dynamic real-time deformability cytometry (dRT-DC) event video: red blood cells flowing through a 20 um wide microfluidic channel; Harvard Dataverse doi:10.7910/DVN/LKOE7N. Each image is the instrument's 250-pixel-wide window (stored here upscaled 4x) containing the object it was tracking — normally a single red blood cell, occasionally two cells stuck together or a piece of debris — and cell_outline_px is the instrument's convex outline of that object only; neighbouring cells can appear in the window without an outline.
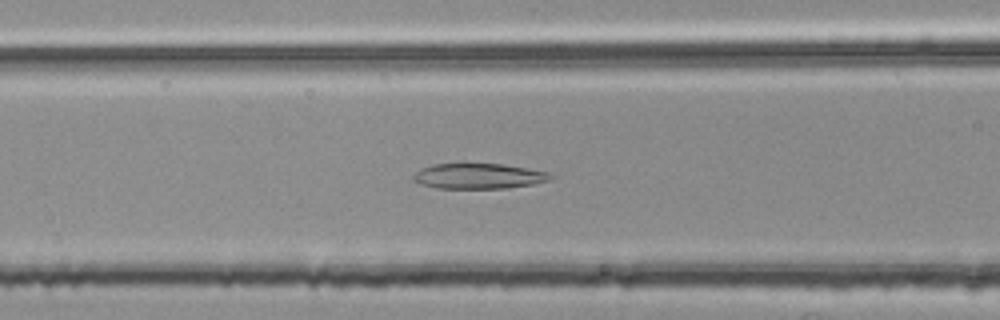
{"species": "common noctule bat (a hibernating species)", "species_latin": "Nyctalus noctula", "temperature_condition": "room temperature", "stored_images_in_passage": 50, "camera_frame_rate_fps": 3000, "um_per_image_px": 0.085, "animal": {"sex": "female", "body_mass_g": 25.1}, "frame": {"image": 1, "passage_image": 18, "time_ms": 5.667, "image_size_px": [1000, 320], "cell_outline_px": [[552, 176], [548, 180], [532, 184], [508, 188], [436, 188], [420, 184], [412, 180], [412, 176], [420, 168], [432, 164], [504, 164], [528, 168], [548, 172]], "centroid_in_image_um": [40.63, 14.97], "position_along_channel_um": 126.0, "area_um2": 20.23}}
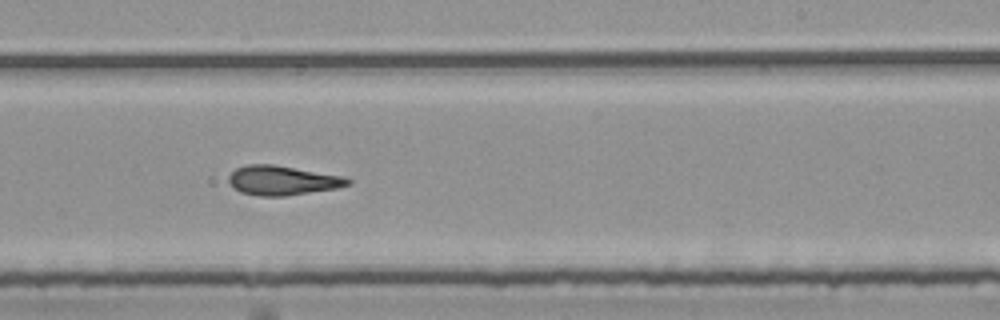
{"frame": {"image": 2, "passage_image": 29, "time_ms": 9.333, "image_size_px": [1000, 320], "cell_outline_px": [[352, 184], [336, 188], [284, 196], [260, 196], [240, 192], [228, 180], [228, 176], [236, 168], [248, 164], [276, 164], [344, 176], [352, 180]], "centroid_in_image_um": [24.04, 15.32], "position_along_channel_um": 265.0, "area_um2": 20.46}}
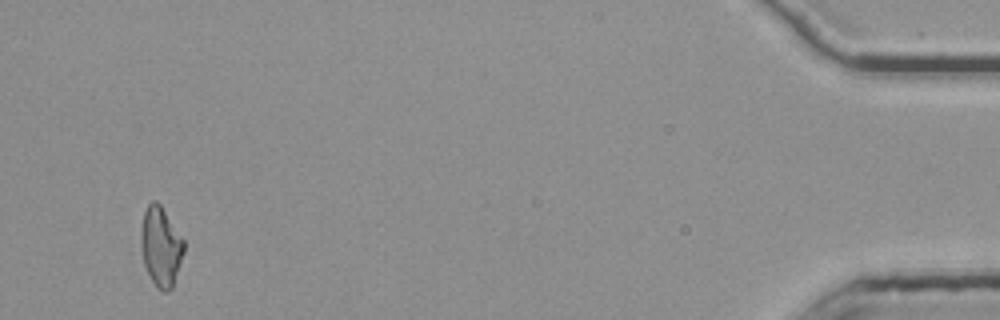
{"frame": {"image": 3, "passage_image": 48, "time_ms": 15.667, "image_size_px": [1000, 320], "cell_outline_px": [[184, 252], [172, 288], [168, 292], [164, 292], [156, 288], [144, 264], [140, 244], [140, 236], [144, 212], [148, 204], [152, 200], [156, 200], [160, 204], [184, 240]], "centroid_in_image_um": [13.66, 20.96], "position_along_channel_um": 421.5, "area_um2": 19.83}, "authors_computed_cell_mechanics": {"area_um2": 20.0566, "velocity_mm_per_s": 3.8076, "shape_relaxation_time_tau1_ms": null, "shape_relaxation_time_tau2_ms": 2.2196, "deformation_change_tau1": null, "deformation_change_tau2": 0.1173}}